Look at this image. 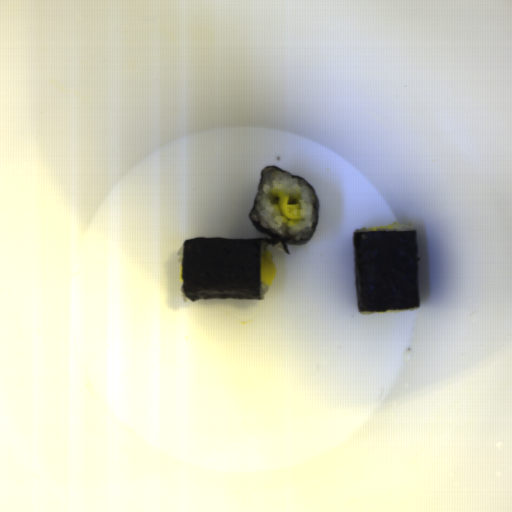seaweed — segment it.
I'll use <instances>...</instances> for the list:
<instances>
[{"label": "seaweed", "instance_id": "2", "mask_svg": "<svg viewBox=\"0 0 512 512\" xmlns=\"http://www.w3.org/2000/svg\"><path fill=\"white\" fill-rule=\"evenodd\" d=\"M358 311L418 309L417 230L353 232Z\"/></svg>", "mask_w": 512, "mask_h": 512}, {"label": "seaweed", "instance_id": "1", "mask_svg": "<svg viewBox=\"0 0 512 512\" xmlns=\"http://www.w3.org/2000/svg\"><path fill=\"white\" fill-rule=\"evenodd\" d=\"M266 169L286 171L272 165L262 169L255 202L248 214L252 226L268 237L246 239L194 237L185 240L182 292L192 302L204 299L261 300V243H268L269 246L281 243L284 253L289 255L290 250L287 245H303L312 239L318 226L319 198L310 183L300 176L291 175L293 178L304 180L315 197V225L308 238L296 240L280 236L253 221L252 213L264 183Z\"/></svg>", "mask_w": 512, "mask_h": 512}]
</instances>
